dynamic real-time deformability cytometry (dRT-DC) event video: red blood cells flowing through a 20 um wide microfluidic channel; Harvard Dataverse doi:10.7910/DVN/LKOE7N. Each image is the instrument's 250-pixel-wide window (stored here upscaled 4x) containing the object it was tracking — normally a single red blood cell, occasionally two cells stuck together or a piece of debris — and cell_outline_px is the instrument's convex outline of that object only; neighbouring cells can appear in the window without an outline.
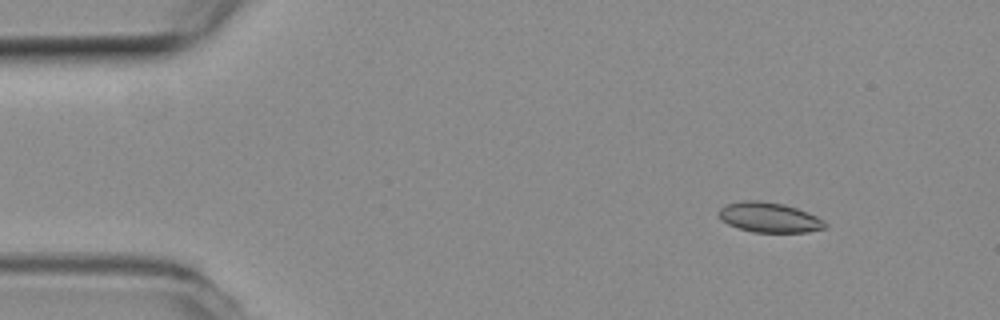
{"species": "common noctule bat (a hibernating species)", "species_latin": "Nyctalus noctula", "temperature_condition": "room temperature", "stored_images_in_passage": 49, "segment_of_instrument_passage": [1, 2], "camera_frame_rate_fps": 3000, "um_per_image_px": 0.085, "animal": {"sex": "female", "body_mass_g": 19.3, "forearm_length_mm": 54.1}, "frame": {"image": 1, "passage_image": 1, "time_ms": 0.0, "image_size_px": [1000, 320], "cell_outline_px": [[828, 224], [824, 228], [808, 232], [752, 232], [728, 224], [720, 216], [720, 208], [724, 204], [744, 200], [760, 200], [784, 204], [808, 212], [824, 220]], "centroid_in_image_um": [65.41, 18.47], "position_along_channel_um": 19.6, "area_um2": 18.5}}
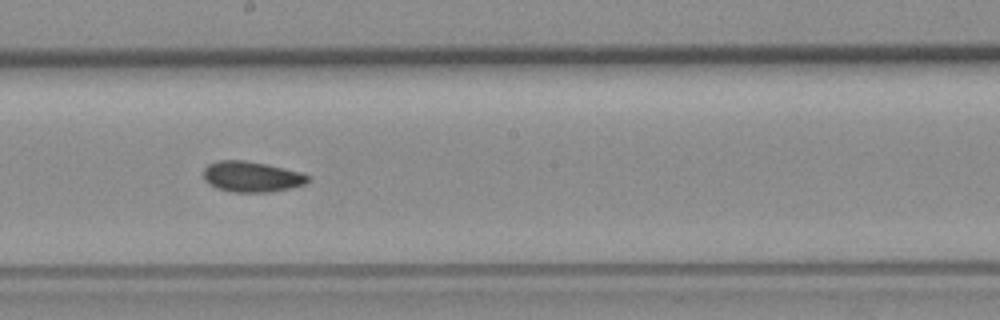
{"frame": {"image": 2, "passage_image": 24, "time_ms": 7.667, "image_size_px": [1000, 320], "cell_outline_px": [[312, 180], [304, 184], [292, 188], [268, 192], [232, 192], [216, 188], [208, 184], [204, 180], [204, 168], [208, 164], [216, 160], [244, 160], [268, 164], [300, 172], [308, 176]], "centroid_in_image_um": [21.37, 15.02], "position_along_channel_um": 226.8, "area_um2": 18.84}}
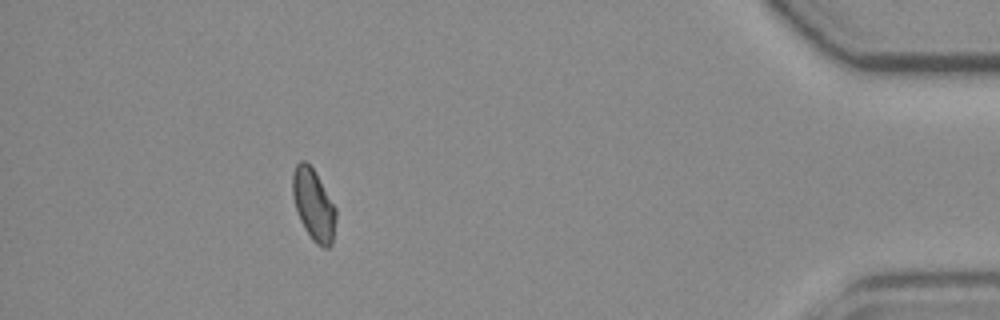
{"frame": {"image": 3, "passage_image": 43, "time_ms": 14.0, "image_size_px": [1000, 320], "cell_outline_px": [[336, 220], [332, 244], [328, 248], [324, 248], [316, 244], [312, 240], [304, 228], [300, 220], [292, 196], [292, 172], [296, 164], [300, 160], [304, 160], [316, 172], [336, 208]], "centroid_in_image_um": [26.65, 17.41], "position_along_channel_um": 408.6, "area_um2": 18.21}}